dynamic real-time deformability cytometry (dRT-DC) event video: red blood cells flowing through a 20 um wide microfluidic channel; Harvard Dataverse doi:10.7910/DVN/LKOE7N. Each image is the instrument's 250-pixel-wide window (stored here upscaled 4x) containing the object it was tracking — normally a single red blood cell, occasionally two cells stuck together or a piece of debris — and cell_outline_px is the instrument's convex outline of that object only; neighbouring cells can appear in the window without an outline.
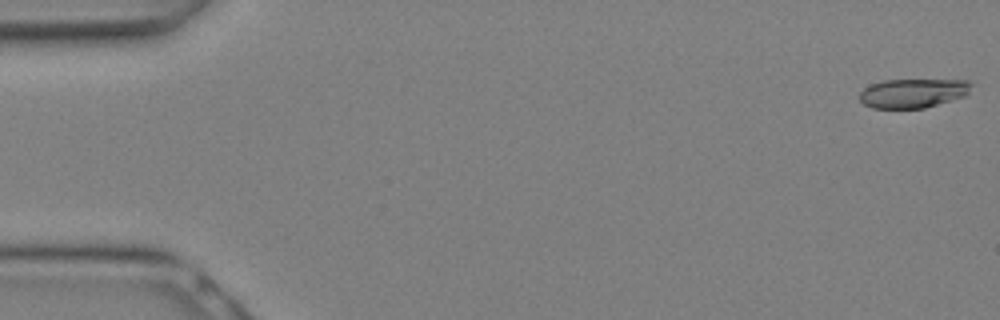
{"species": "Egyptian fruit bat (a non-hibernating species)", "species_latin": "Rousettus aegyptiacus", "temperature_condition": "warm", "stored_images_in_passage": 9, "camera_frame_rate_fps": 3000, "um_per_image_px": 0.085, "animal": {"sex": "female"}, "frame": {"image": 1, "passage_image": 1, "time_ms": 0.0, "image_size_px": [1000, 320], "cell_outline_px": [[972, 84], [968, 92], [964, 96], [924, 108], [872, 108], [864, 104], [860, 100], [860, 92], [864, 88], [872, 84], [884, 80], [972, 80]], "centroid_in_image_um": [77.6, 7.91], "position_along_channel_um": 7.4, "area_um2": 18.84}}
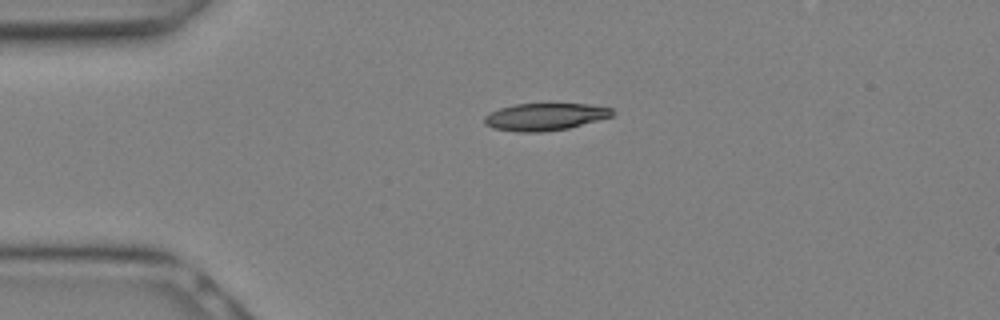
{"frame": {"image": 2, "passage_image": 7, "time_ms": 2.0, "image_size_px": [1000, 320], "cell_outline_px": [[616, 112], [612, 116], [568, 128], [540, 132], [516, 132], [492, 128], [484, 124], [484, 116], [488, 112], [512, 104], [592, 104], [612, 108]], "centroid_in_image_um": [46.29, 9.92], "position_along_channel_um": 38.7, "area_um2": 20.46}}